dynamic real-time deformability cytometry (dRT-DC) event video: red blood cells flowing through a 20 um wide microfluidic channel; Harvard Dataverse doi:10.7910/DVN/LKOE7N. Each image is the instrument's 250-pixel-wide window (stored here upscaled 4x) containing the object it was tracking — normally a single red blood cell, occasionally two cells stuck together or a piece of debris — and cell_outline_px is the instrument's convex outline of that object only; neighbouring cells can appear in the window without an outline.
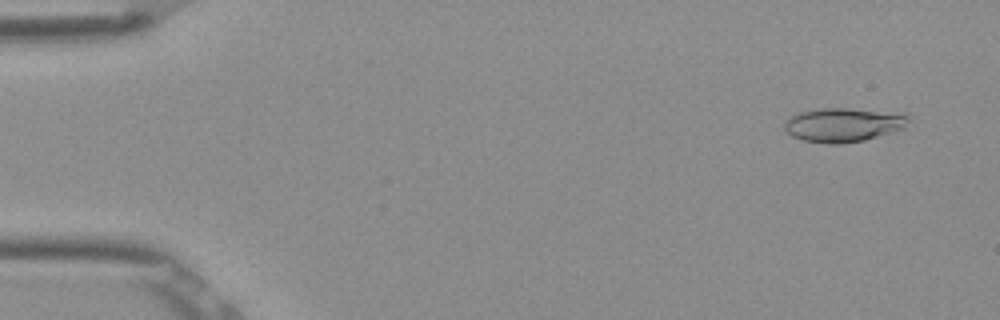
{"species": "Egyptian fruit bat (a non-hibernating species)", "species_latin": "Rousettus aegyptiacus", "temperature_condition": "room temperature", "stored_images_in_passage": 52, "camera_frame_rate_fps": 3000, "um_per_image_px": 0.085, "frame": {"image": 1, "passage_image": 3, "time_ms": 0.667, "image_size_px": [1000, 320], "cell_outline_px": [[908, 120], [904, 128], [892, 132], [864, 140], [840, 144], [828, 144], [804, 140], [792, 136], [784, 128], [784, 120], [800, 112], [824, 108], [848, 108], [908, 116]], "centroid_in_image_um": [71.6, 10.63], "position_along_channel_um": 13.4, "area_um2": 23.93}}
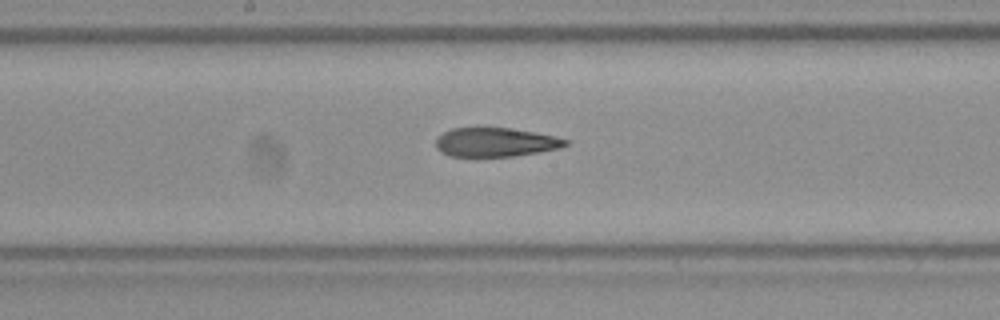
{"frame": {"image": 2, "passage_image": 27, "time_ms": 8.667, "image_size_px": [1000, 320], "cell_outline_px": [[568, 144], [560, 148], [512, 156], [448, 156], [440, 152], [436, 148], [436, 136], [452, 128], [476, 124], [508, 128], [556, 136], [568, 140]], "centroid_in_image_um": [42.02, 12.04], "position_along_channel_um": 206.2, "area_um2": 22.54}}
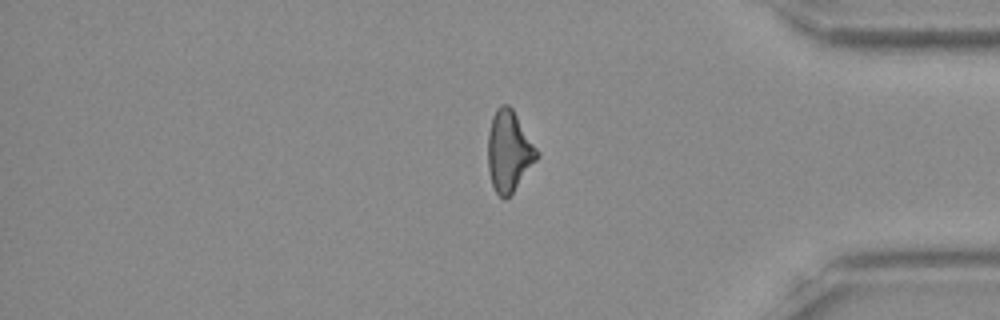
{"frame": {"image": 3, "passage_image": 43, "time_ms": 14.0, "image_size_px": [1000, 320], "cell_outline_px": [[540, 156], [512, 192], [504, 200], [496, 192], [492, 184], [488, 172], [488, 132], [492, 116], [496, 108], [500, 104], [508, 104], [512, 108], [540, 152]], "centroid_in_image_um": [43.26, 12.82], "position_along_channel_um": 391.9, "area_um2": 23.18}, "authors_computed_cell_mechanics": {"area_um2": 23.2356, "velocity_mm_per_s": 3.9096, "shape_relaxation_time_tau1_ms": null, "shape_relaxation_time_tau2_ms": 4.5095, "deformation_change_tau1": null, "deformation_change_tau2": 0.152}}